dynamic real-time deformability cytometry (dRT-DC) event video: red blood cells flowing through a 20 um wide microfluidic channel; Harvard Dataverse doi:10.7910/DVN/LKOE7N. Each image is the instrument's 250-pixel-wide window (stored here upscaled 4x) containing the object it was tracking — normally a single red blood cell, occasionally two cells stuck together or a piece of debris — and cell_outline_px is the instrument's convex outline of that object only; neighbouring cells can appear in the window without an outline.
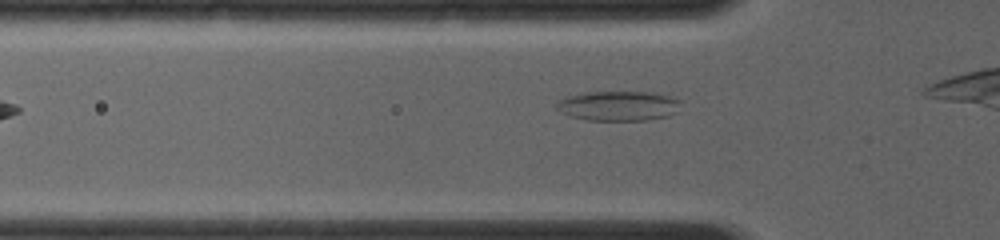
{"species": "common noctule bat (a hibernating species)", "species_latin": "Nyctalus noctula", "temperature_condition": "room temperature", "stored_images_in_passage": 37, "camera_frame_rate_fps": 4000, "um_per_image_px": 0.085, "animal": {"sex": "female", "body_mass_g": 19.0, "forearm_length_mm": 56.7}, "frame": {"image": 1, "passage_image": 6, "time_ms": 1.25, "image_size_px": [1000, 240], "cell_outline_px": [[680, 100], [676, 112], [668, 116], [644, 120], [588, 120], [572, 116], [560, 112], [556, 108], [556, 100], [568, 96], [584, 92], [652, 92], [668, 96]], "centroid_in_image_um": [52.52, 8.99], "position_along_channel_um": 73.3, "area_um2": 21.44}}
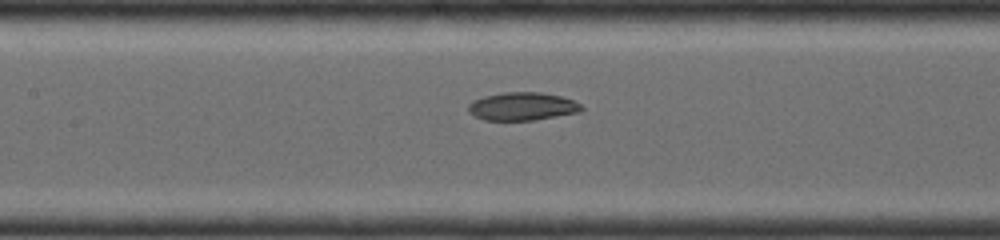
{"frame": {"image": 2, "passage_image": 14, "time_ms": 3.25, "image_size_px": [1000, 240], "cell_outline_px": [[584, 108], [580, 112], [532, 120], [484, 120], [468, 112], [468, 104], [472, 100], [484, 96], [504, 92], [540, 92], [560, 96], [572, 100], [580, 104]], "centroid_in_image_um": [44.37, 9.04], "position_along_channel_um": 163.0, "area_um2": 18.44}}
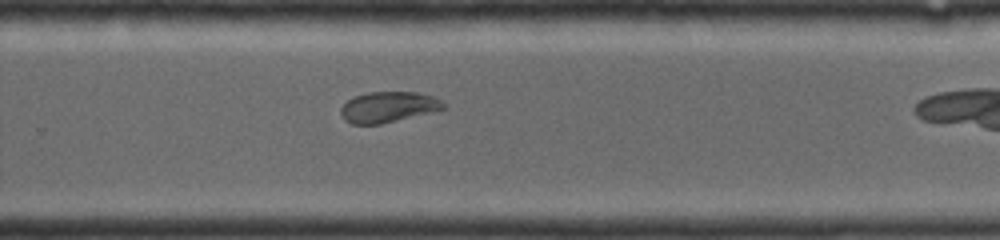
{"frame": {"image": 3, "passage_image": 28, "time_ms": 6.25, "image_size_px": [1000, 240], "cell_outline_px": [[444, 108], [432, 112], [380, 124], [352, 124], [344, 120], [340, 112], [340, 108], [352, 96], [368, 92], [420, 92], [432, 96], [440, 100], [444, 104]], "centroid_in_image_um": [32.96, 9.09], "position_along_channel_um": 296.8, "area_um2": 18.32}}